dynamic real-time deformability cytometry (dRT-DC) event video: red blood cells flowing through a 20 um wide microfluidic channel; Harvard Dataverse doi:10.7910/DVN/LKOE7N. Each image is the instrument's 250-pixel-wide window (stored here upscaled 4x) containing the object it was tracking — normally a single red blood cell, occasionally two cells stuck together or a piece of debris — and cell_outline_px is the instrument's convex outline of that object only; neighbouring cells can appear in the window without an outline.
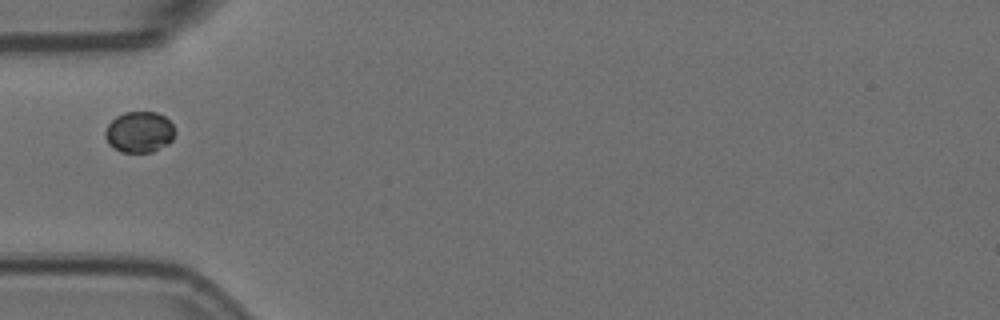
{"species": "Egyptian fruit bat (a non-hibernating species)", "species_latin": "Rousettus aegyptiacus", "temperature_condition": "room temperature", "stored_images_in_passage": 4, "camera_frame_rate_fps": 3000, "um_per_image_px": 0.085, "animal": {"sex": "female"}, "frame": {"image": 1, "passage_image": 4, "time_ms": 1.0, "image_size_px": [1000, 320], "cell_outline_px": [[176, 132], [172, 140], [168, 144], [152, 152], [120, 152], [112, 148], [108, 144], [104, 136], [104, 132], [108, 124], [116, 116], [124, 112], [156, 112], [164, 116], [172, 124]], "centroid_in_image_um": [11.82, 11.23], "position_along_channel_um": 73.2, "area_um2": 16.88}}